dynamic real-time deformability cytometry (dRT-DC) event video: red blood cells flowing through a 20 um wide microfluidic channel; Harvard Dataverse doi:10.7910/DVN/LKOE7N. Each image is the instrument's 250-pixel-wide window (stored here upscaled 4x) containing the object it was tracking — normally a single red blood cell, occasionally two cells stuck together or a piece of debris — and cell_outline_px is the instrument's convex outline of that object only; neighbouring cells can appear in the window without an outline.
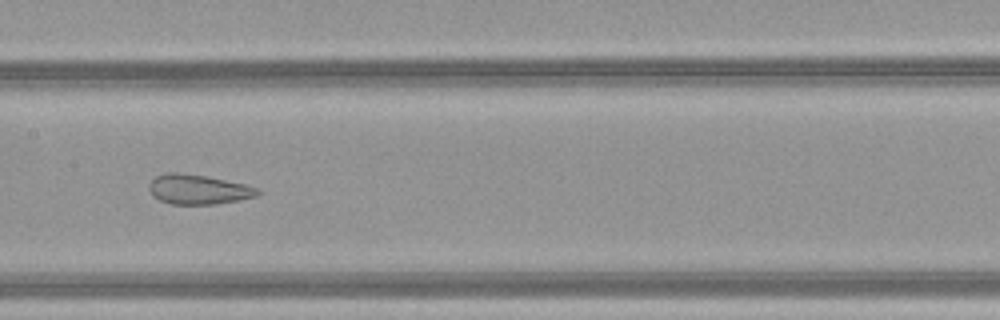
{"species": "common noctule bat (a hibernating species)", "species_latin": "Nyctalus noctula", "temperature_condition": "warm", "stored_images_in_passage": 35, "camera_frame_rate_fps": 3000, "um_per_image_px": 0.085, "animal": {"sex": "female", "body_mass_g": 21.9}, "frame": {"image": 1, "passage_image": 11, "time_ms": 3.333, "image_size_px": [1000, 320], "cell_outline_px": [[260, 192], [256, 196], [216, 204], [172, 204], [160, 200], [152, 196], [148, 188], [148, 184], [156, 176], [168, 172], [176, 172], [208, 176], [244, 184], [260, 188]], "centroid_in_image_um": [16.83, 16.09], "position_along_channel_um": 190.6, "area_um2": 18.79}}
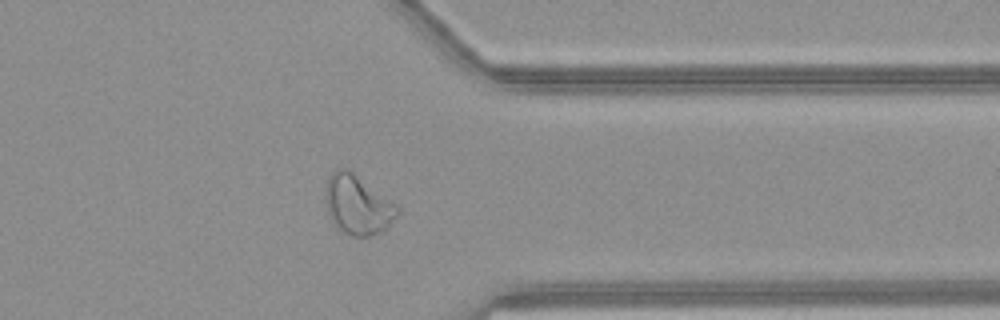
{"frame": {"image": 2, "passage_image": 25, "time_ms": 8.0, "image_size_px": [1000, 320], "cell_outline_px": [[400, 212], [388, 228], [380, 232], [368, 236], [352, 236], [336, 228], [328, 212], [324, 196], [324, 188], [328, 176], [336, 168], [348, 168], [396, 204], [400, 208]], "centroid_in_image_um": [30.38, 17.39], "position_along_channel_um": 381.0, "area_um2": 25.14}}
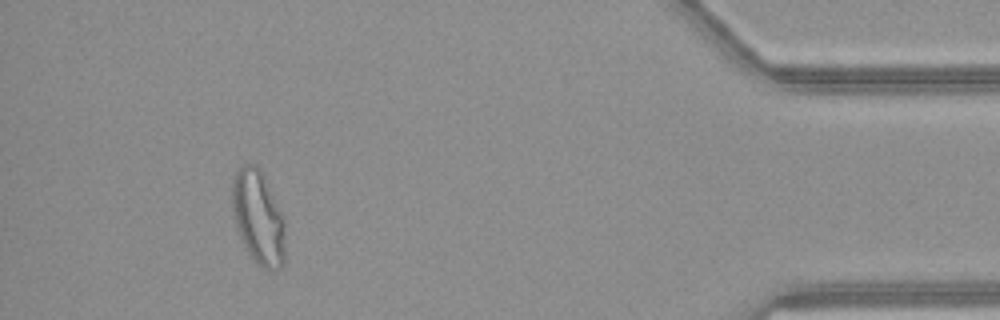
{"frame": {"image": 3, "passage_image": 31, "time_ms": 10.0, "image_size_px": [1000, 320], "cell_outline_px": [[284, 264], [280, 268], [268, 272], [256, 264], [248, 252], [240, 236], [236, 224], [232, 208], [232, 176], [244, 164], [256, 164], [260, 168], [284, 216]], "centroid_in_image_um": [21.96, 18.49], "position_along_channel_um": 413.2, "area_um2": 29.19}, "authors_computed_cell_mechanics": {"area_um2": 21.4438, "velocity_mm_per_s": 4.1814, "shape_relaxation_time_tau1_ms": null, "shape_relaxation_time_tau2_ms": 0.9527, "deformation_change_tau1": null, "deformation_change_tau2": 0.0922}}